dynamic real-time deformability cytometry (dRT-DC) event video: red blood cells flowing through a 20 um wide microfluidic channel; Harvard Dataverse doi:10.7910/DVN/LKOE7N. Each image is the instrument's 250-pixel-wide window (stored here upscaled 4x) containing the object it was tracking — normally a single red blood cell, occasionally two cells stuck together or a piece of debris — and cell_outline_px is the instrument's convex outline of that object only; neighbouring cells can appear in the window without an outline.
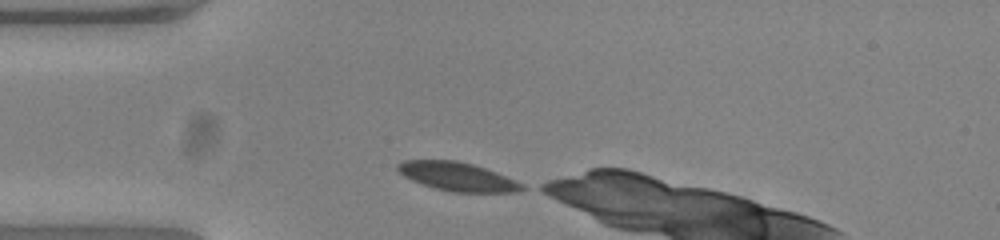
{"species": "common noctule bat (a hibernating species)", "species_latin": "Nyctalus noctula", "temperature_condition": "warm", "stored_images_in_passage": 32, "camera_frame_rate_fps": 3000, "um_per_image_px": 0.085, "animal": {"sex": "female", "body_mass_g": 23.0, "forearm_length_mm": 53.4}, "frame": {"image": 1, "passage_image": 1, "time_ms": 0.0, "image_size_px": [1000, 240], "cell_outline_px": [[528, 188], [516, 192], [452, 192], [432, 188], [412, 180], [404, 176], [396, 168], [396, 164], [404, 160], [456, 160], [472, 164], [496, 172], [516, 180], [524, 184]], "centroid_in_image_um": [38.89, 15.02], "position_along_channel_um": 46.1, "area_um2": 20.87}}
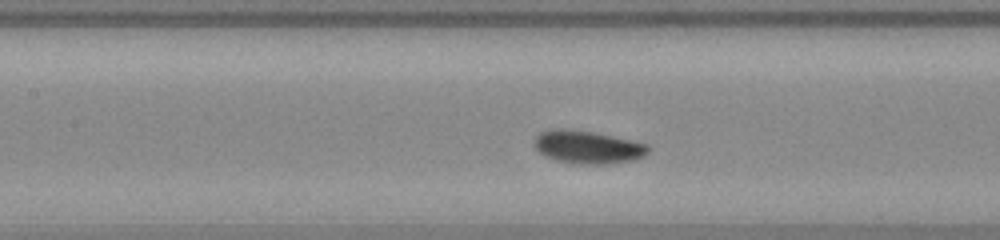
{"frame": {"image": 2, "passage_image": 11, "time_ms": 3.333, "image_size_px": [1000, 240], "cell_outline_px": [[648, 152], [644, 156], [632, 160], [612, 164], [580, 164], [556, 160], [544, 156], [536, 148], [536, 136], [540, 132], [552, 128], [560, 128], [592, 132], [648, 144]], "centroid_in_image_um": [49.95, 12.51], "position_along_channel_um": 157.5, "area_um2": 21.62}}
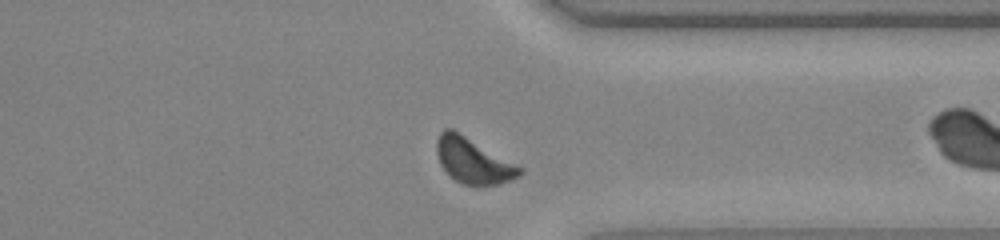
{"frame": {"image": 3, "passage_image": 28, "time_ms": 9.0, "image_size_px": [1000, 240], "cell_outline_px": [[524, 172], [520, 176], [500, 184], [484, 188], [476, 188], [464, 184], [456, 180], [440, 164], [436, 152], [436, 140], [440, 132], [444, 128], [452, 128], [524, 168]], "centroid_in_image_um": [40.25, 13.69], "position_along_channel_um": 371.2, "area_um2": 22.43}, "authors_computed_cell_mechanics": {"area_um2": 21.0392, "velocity_mm_per_s": 3.8238, "shape_relaxation_time_tau1_ms": 2.1704, "shape_relaxation_time_tau2_ms": null, "deformation_change_tau1": 0.0976, "deformation_change_tau2": null}}